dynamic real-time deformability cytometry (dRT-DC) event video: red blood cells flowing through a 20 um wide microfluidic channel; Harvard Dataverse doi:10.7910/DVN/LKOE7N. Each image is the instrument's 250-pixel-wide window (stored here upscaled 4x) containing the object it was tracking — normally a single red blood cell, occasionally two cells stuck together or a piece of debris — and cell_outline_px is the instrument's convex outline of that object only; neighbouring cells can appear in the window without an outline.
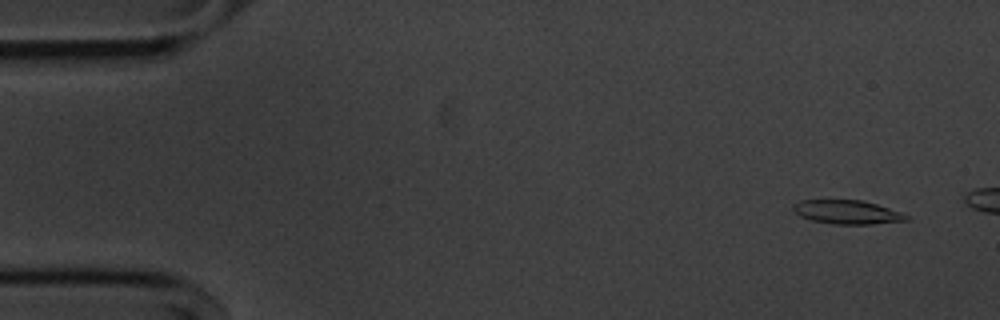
{"species": "common noctule bat (a hibernating species)", "species_latin": "Nyctalus noctula", "temperature_condition": "cold", "stored_images_in_passage": 12, "camera_frame_rate_fps": 3000, "um_per_image_px": 0.085, "animal": {"sex": "male", "body_mass_g": 20.1, "forearm_length_mm": 53.5}, "frame": {"image": 1, "passage_image": 4, "time_ms": 1.0, "image_size_px": [1000, 320], "cell_outline_px": [[908, 220], [872, 224], [832, 224], [812, 220], [800, 216], [792, 212], [792, 204], [800, 200], [860, 200], [876, 204], [900, 212], [908, 216]], "centroid_in_image_um": [71.94, 18.03], "position_along_channel_um": 13.1, "area_um2": 15.66}}